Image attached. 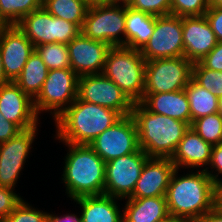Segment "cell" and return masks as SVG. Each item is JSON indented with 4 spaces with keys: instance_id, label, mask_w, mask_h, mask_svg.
<instances>
[{
    "instance_id": "obj_1",
    "label": "cell",
    "mask_w": 222,
    "mask_h": 222,
    "mask_svg": "<svg viewBox=\"0 0 222 222\" xmlns=\"http://www.w3.org/2000/svg\"><path fill=\"white\" fill-rule=\"evenodd\" d=\"M176 169L170 179L166 200L170 217L182 222H197L214 208L213 182L203 169L178 177Z\"/></svg>"
},
{
    "instance_id": "obj_2",
    "label": "cell",
    "mask_w": 222,
    "mask_h": 222,
    "mask_svg": "<svg viewBox=\"0 0 222 222\" xmlns=\"http://www.w3.org/2000/svg\"><path fill=\"white\" fill-rule=\"evenodd\" d=\"M121 117L115 110L77 97L55 120L56 138L64 143L88 145Z\"/></svg>"
},
{
    "instance_id": "obj_3",
    "label": "cell",
    "mask_w": 222,
    "mask_h": 222,
    "mask_svg": "<svg viewBox=\"0 0 222 222\" xmlns=\"http://www.w3.org/2000/svg\"><path fill=\"white\" fill-rule=\"evenodd\" d=\"M131 115L138 133V145L149 157L171 158L190 125L186 122L148 111L134 103Z\"/></svg>"
},
{
    "instance_id": "obj_4",
    "label": "cell",
    "mask_w": 222,
    "mask_h": 222,
    "mask_svg": "<svg viewBox=\"0 0 222 222\" xmlns=\"http://www.w3.org/2000/svg\"><path fill=\"white\" fill-rule=\"evenodd\" d=\"M69 152L65 158L62 180L71 199L104 194L105 162L86 144L65 143Z\"/></svg>"
},
{
    "instance_id": "obj_5",
    "label": "cell",
    "mask_w": 222,
    "mask_h": 222,
    "mask_svg": "<svg viewBox=\"0 0 222 222\" xmlns=\"http://www.w3.org/2000/svg\"><path fill=\"white\" fill-rule=\"evenodd\" d=\"M145 66L139 50L117 46L109 50L103 74L133 103H139L144 97Z\"/></svg>"
},
{
    "instance_id": "obj_6",
    "label": "cell",
    "mask_w": 222,
    "mask_h": 222,
    "mask_svg": "<svg viewBox=\"0 0 222 222\" xmlns=\"http://www.w3.org/2000/svg\"><path fill=\"white\" fill-rule=\"evenodd\" d=\"M125 26V3L116 2L89 6L81 32L89 39L112 47H125ZM121 34L124 40L120 37Z\"/></svg>"
},
{
    "instance_id": "obj_7",
    "label": "cell",
    "mask_w": 222,
    "mask_h": 222,
    "mask_svg": "<svg viewBox=\"0 0 222 222\" xmlns=\"http://www.w3.org/2000/svg\"><path fill=\"white\" fill-rule=\"evenodd\" d=\"M192 66L184 56L146 61L144 96L185 89L192 79Z\"/></svg>"
},
{
    "instance_id": "obj_8",
    "label": "cell",
    "mask_w": 222,
    "mask_h": 222,
    "mask_svg": "<svg viewBox=\"0 0 222 222\" xmlns=\"http://www.w3.org/2000/svg\"><path fill=\"white\" fill-rule=\"evenodd\" d=\"M78 79L71 68L49 70L41 92L34 99L37 115L44 110L51 111L56 120L76 100Z\"/></svg>"
},
{
    "instance_id": "obj_9",
    "label": "cell",
    "mask_w": 222,
    "mask_h": 222,
    "mask_svg": "<svg viewBox=\"0 0 222 222\" xmlns=\"http://www.w3.org/2000/svg\"><path fill=\"white\" fill-rule=\"evenodd\" d=\"M17 27L34 46L71 42L81 29L74 23L51 15L44 7L26 15Z\"/></svg>"
},
{
    "instance_id": "obj_10",
    "label": "cell",
    "mask_w": 222,
    "mask_h": 222,
    "mask_svg": "<svg viewBox=\"0 0 222 222\" xmlns=\"http://www.w3.org/2000/svg\"><path fill=\"white\" fill-rule=\"evenodd\" d=\"M148 158L139 148L134 153L106 162L104 194L118 200L130 198Z\"/></svg>"
},
{
    "instance_id": "obj_11",
    "label": "cell",
    "mask_w": 222,
    "mask_h": 222,
    "mask_svg": "<svg viewBox=\"0 0 222 222\" xmlns=\"http://www.w3.org/2000/svg\"><path fill=\"white\" fill-rule=\"evenodd\" d=\"M106 163L139 149L138 133L132 115L122 116L88 144Z\"/></svg>"
},
{
    "instance_id": "obj_12",
    "label": "cell",
    "mask_w": 222,
    "mask_h": 222,
    "mask_svg": "<svg viewBox=\"0 0 222 222\" xmlns=\"http://www.w3.org/2000/svg\"><path fill=\"white\" fill-rule=\"evenodd\" d=\"M140 52L146 61L183 57L182 17L171 14L156 17L153 34Z\"/></svg>"
},
{
    "instance_id": "obj_13",
    "label": "cell",
    "mask_w": 222,
    "mask_h": 222,
    "mask_svg": "<svg viewBox=\"0 0 222 222\" xmlns=\"http://www.w3.org/2000/svg\"><path fill=\"white\" fill-rule=\"evenodd\" d=\"M77 97L82 101L115 110L121 116L130 115L134 105L125 93L103 73L80 76Z\"/></svg>"
},
{
    "instance_id": "obj_14",
    "label": "cell",
    "mask_w": 222,
    "mask_h": 222,
    "mask_svg": "<svg viewBox=\"0 0 222 222\" xmlns=\"http://www.w3.org/2000/svg\"><path fill=\"white\" fill-rule=\"evenodd\" d=\"M37 126L0 143V186L14 189L36 136Z\"/></svg>"
},
{
    "instance_id": "obj_15",
    "label": "cell",
    "mask_w": 222,
    "mask_h": 222,
    "mask_svg": "<svg viewBox=\"0 0 222 222\" xmlns=\"http://www.w3.org/2000/svg\"><path fill=\"white\" fill-rule=\"evenodd\" d=\"M71 69L80 77L103 73L111 45L95 41L79 33L67 44Z\"/></svg>"
},
{
    "instance_id": "obj_16",
    "label": "cell",
    "mask_w": 222,
    "mask_h": 222,
    "mask_svg": "<svg viewBox=\"0 0 222 222\" xmlns=\"http://www.w3.org/2000/svg\"><path fill=\"white\" fill-rule=\"evenodd\" d=\"M34 51L35 46L17 25H8L0 33V53L4 74L9 81L16 80Z\"/></svg>"
},
{
    "instance_id": "obj_17",
    "label": "cell",
    "mask_w": 222,
    "mask_h": 222,
    "mask_svg": "<svg viewBox=\"0 0 222 222\" xmlns=\"http://www.w3.org/2000/svg\"><path fill=\"white\" fill-rule=\"evenodd\" d=\"M0 112L21 131L36 127L38 124L34 100L15 82L10 81L0 89Z\"/></svg>"
},
{
    "instance_id": "obj_18",
    "label": "cell",
    "mask_w": 222,
    "mask_h": 222,
    "mask_svg": "<svg viewBox=\"0 0 222 222\" xmlns=\"http://www.w3.org/2000/svg\"><path fill=\"white\" fill-rule=\"evenodd\" d=\"M176 170L170 158L149 157L143 165L130 198L166 196L173 172Z\"/></svg>"
},
{
    "instance_id": "obj_19",
    "label": "cell",
    "mask_w": 222,
    "mask_h": 222,
    "mask_svg": "<svg viewBox=\"0 0 222 222\" xmlns=\"http://www.w3.org/2000/svg\"><path fill=\"white\" fill-rule=\"evenodd\" d=\"M184 57L192 63L200 62L218 43L204 16L182 17Z\"/></svg>"
},
{
    "instance_id": "obj_20",
    "label": "cell",
    "mask_w": 222,
    "mask_h": 222,
    "mask_svg": "<svg viewBox=\"0 0 222 222\" xmlns=\"http://www.w3.org/2000/svg\"><path fill=\"white\" fill-rule=\"evenodd\" d=\"M212 148V145L202 139L192 127H189L170 160L178 170L183 166L203 167L210 163Z\"/></svg>"
},
{
    "instance_id": "obj_21",
    "label": "cell",
    "mask_w": 222,
    "mask_h": 222,
    "mask_svg": "<svg viewBox=\"0 0 222 222\" xmlns=\"http://www.w3.org/2000/svg\"><path fill=\"white\" fill-rule=\"evenodd\" d=\"M140 103L150 112L165 115L191 126L189 101L185 90L146 94Z\"/></svg>"
},
{
    "instance_id": "obj_22",
    "label": "cell",
    "mask_w": 222,
    "mask_h": 222,
    "mask_svg": "<svg viewBox=\"0 0 222 222\" xmlns=\"http://www.w3.org/2000/svg\"><path fill=\"white\" fill-rule=\"evenodd\" d=\"M127 199L123 222H165L171 218L166 196Z\"/></svg>"
},
{
    "instance_id": "obj_23",
    "label": "cell",
    "mask_w": 222,
    "mask_h": 222,
    "mask_svg": "<svg viewBox=\"0 0 222 222\" xmlns=\"http://www.w3.org/2000/svg\"><path fill=\"white\" fill-rule=\"evenodd\" d=\"M117 198L101 194L74 199L81 206L80 222H123Z\"/></svg>"
},
{
    "instance_id": "obj_24",
    "label": "cell",
    "mask_w": 222,
    "mask_h": 222,
    "mask_svg": "<svg viewBox=\"0 0 222 222\" xmlns=\"http://www.w3.org/2000/svg\"><path fill=\"white\" fill-rule=\"evenodd\" d=\"M156 17L125 3V47L141 51L153 34Z\"/></svg>"
},
{
    "instance_id": "obj_25",
    "label": "cell",
    "mask_w": 222,
    "mask_h": 222,
    "mask_svg": "<svg viewBox=\"0 0 222 222\" xmlns=\"http://www.w3.org/2000/svg\"><path fill=\"white\" fill-rule=\"evenodd\" d=\"M48 71L42 58L34 51L14 82L34 100L41 92Z\"/></svg>"
},
{
    "instance_id": "obj_26",
    "label": "cell",
    "mask_w": 222,
    "mask_h": 222,
    "mask_svg": "<svg viewBox=\"0 0 222 222\" xmlns=\"http://www.w3.org/2000/svg\"><path fill=\"white\" fill-rule=\"evenodd\" d=\"M184 90L189 101L191 124L200 117L218 112L219 98L198 85L193 79Z\"/></svg>"
},
{
    "instance_id": "obj_27",
    "label": "cell",
    "mask_w": 222,
    "mask_h": 222,
    "mask_svg": "<svg viewBox=\"0 0 222 222\" xmlns=\"http://www.w3.org/2000/svg\"><path fill=\"white\" fill-rule=\"evenodd\" d=\"M43 7L53 16L83 27L88 5L84 0H44Z\"/></svg>"
},
{
    "instance_id": "obj_28",
    "label": "cell",
    "mask_w": 222,
    "mask_h": 222,
    "mask_svg": "<svg viewBox=\"0 0 222 222\" xmlns=\"http://www.w3.org/2000/svg\"><path fill=\"white\" fill-rule=\"evenodd\" d=\"M44 0H0V17L7 25H17L26 15L43 7Z\"/></svg>"
},
{
    "instance_id": "obj_29",
    "label": "cell",
    "mask_w": 222,
    "mask_h": 222,
    "mask_svg": "<svg viewBox=\"0 0 222 222\" xmlns=\"http://www.w3.org/2000/svg\"><path fill=\"white\" fill-rule=\"evenodd\" d=\"M35 51L42 58L48 70L71 68L67 44L46 43L35 46Z\"/></svg>"
},
{
    "instance_id": "obj_30",
    "label": "cell",
    "mask_w": 222,
    "mask_h": 222,
    "mask_svg": "<svg viewBox=\"0 0 222 222\" xmlns=\"http://www.w3.org/2000/svg\"><path fill=\"white\" fill-rule=\"evenodd\" d=\"M190 127L210 145L221 143L222 116L218 112L194 120Z\"/></svg>"
},
{
    "instance_id": "obj_31",
    "label": "cell",
    "mask_w": 222,
    "mask_h": 222,
    "mask_svg": "<svg viewBox=\"0 0 222 222\" xmlns=\"http://www.w3.org/2000/svg\"><path fill=\"white\" fill-rule=\"evenodd\" d=\"M192 79L219 99L222 98V71L207 69L196 62L192 66Z\"/></svg>"
},
{
    "instance_id": "obj_32",
    "label": "cell",
    "mask_w": 222,
    "mask_h": 222,
    "mask_svg": "<svg viewBox=\"0 0 222 222\" xmlns=\"http://www.w3.org/2000/svg\"><path fill=\"white\" fill-rule=\"evenodd\" d=\"M209 0H171L170 14L179 17L204 16Z\"/></svg>"
},
{
    "instance_id": "obj_33",
    "label": "cell",
    "mask_w": 222,
    "mask_h": 222,
    "mask_svg": "<svg viewBox=\"0 0 222 222\" xmlns=\"http://www.w3.org/2000/svg\"><path fill=\"white\" fill-rule=\"evenodd\" d=\"M49 213L36 210L22 200L4 222H47Z\"/></svg>"
},
{
    "instance_id": "obj_34",
    "label": "cell",
    "mask_w": 222,
    "mask_h": 222,
    "mask_svg": "<svg viewBox=\"0 0 222 222\" xmlns=\"http://www.w3.org/2000/svg\"><path fill=\"white\" fill-rule=\"evenodd\" d=\"M127 6L153 16L170 15L171 0H128Z\"/></svg>"
},
{
    "instance_id": "obj_35",
    "label": "cell",
    "mask_w": 222,
    "mask_h": 222,
    "mask_svg": "<svg viewBox=\"0 0 222 222\" xmlns=\"http://www.w3.org/2000/svg\"><path fill=\"white\" fill-rule=\"evenodd\" d=\"M22 201L14 189L0 186V219H5Z\"/></svg>"
},
{
    "instance_id": "obj_36",
    "label": "cell",
    "mask_w": 222,
    "mask_h": 222,
    "mask_svg": "<svg viewBox=\"0 0 222 222\" xmlns=\"http://www.w3.org/2000/svg\"><path fill=\"white\" fill-rule=\"evenodd\" d=\"M200 63L207 69L222 71V42H218Z\"/></svg>"
},
{
    "instance_id": "obj_37",
    "label": "cell",
    "mask_w": 222,
    "mask_h": 222,
    "mask_svg": "<svg viewBox=\"0 0 222 222\" xmlns=\"http://www.w3.org/2000/svg\"><path fill=\"white\" fill-rule=\"evenodd\" d=\"M218 42H222V8L209 7L205 12Z\"/></svg>"
},
{
    "instance_id": "obj_38",
    "label": "cell",
    "mask_w": 222,
    "mask_h": 222,
    "mask_svg": "<svg viewBox=\"0 0 222 222\" xmlns=\"http://www.w3.org/2000/svg\"><path fill=\"white\" fill-rule=\"evenodd\" d=\"M211 168L215 169L218 173L213 174L211 171L204 168L205 172L209 175V177L213 180L218 179V175L222 174V143L213 146L211 160L209 163Z\"/></svg>"
},
{
    "instance_id": "obj_39",
    "label": "cell",
    "mask_w": 222,
    "mask_h": 222,
    "mask_svg": "<svg viewBox=\"0 0 222 222\" xmlns=\"http://www.w3.org/2000/svg\"><path fill=\"white\" fill-rule=\"evenodd\" d=\"M21 130L12 122L7 121L0 112V143L15 137Z\"/></svg>"
},
{
    "instance_id": "obj_40",
    "label": "cell",
    "mask_w": 222,
    "mask_h": 222,
    "mask_svg": "<svg viewBox=\"0 0 222 222\" xmlns=\"http://www.w3.org/2000/svg\"><path fill=\"white\" fill-rule=\"evenodd\" d=\"M212 182L214 208L222 210V180L215 179Z\"/></svg>"
},
{
    "instance_id": "obj_41",
    "label": "cell",
    "mask_w": 222,
    "mask_h": 222,
    "mask_svg": "<svg viewBox=\"0 0 222 222\" xmlns=\"http://www.w3.org/2000/svg\"><path fill=\"white\" fill-rule=\"evenodd\" d=\"M197 222H222V210L213 208Z\"/></svg>"
},
{
    "instance_id": "obj_42",
    "label": "cell",
    "mask_w": 222,
    "mask_h": 222,
    "mask_svg": "<svg viewBox=\"0 0 222 222\" xmlns=\"http://www.w3.org/2000/svg\"><path fill=\"white\" fill-rule=\"evenodd\" d=\"M47 222H80V218L75 214H66L59 217L49 213Z\"/></svg>"
},
{
    "instance_id": "obj_43",
    "label": "cell",
    "mask_w": 222,
    "mask_h": 222,
    "mask_svg": "<svg viewBox=\"0 0 222 222\" xmlns=\"http://www.w3.org/2000/svg\"><path fill=\"white\" fill-rule=\"evenodd\" d=\"M8 82H10L5 74H4V68H3V62H2V56H1V53H0V89L5 85L7 84Z\"/></svg>"
},
{
    "instance_id": "obj_44",
    "label": "cell",
    "mask_w": 222,
    "mask_h": 222,
    "mask_svg": "<svg viewBox=\"0 0 222 222\" xmlns=\"http://www.w3.org/2000/svg\"><path fill=\"white\" fill-rule=\"evenodd\" d=\"M88 6L113 4V0H84Z\"/></svg>"
},
{
    "instance_id": "obj_45",
    "label": "cell",
    "mask_w": 222,
    "mask_h": 222,
    "mask_svg": "<svg viewBox=\"0 0 222 222\" xmlns=\"http://www.w3.org/2000/svg\"><path fill=\"white\" fill-rule=\"evenodd\" d=\"M209 7L222 8V0H209Z\"/></svg>"
},
{
    "instance_id": "obj_46",
    "label": "cell",
    "mask_w": 222,
    "mask_h": 222,
    "mask_svg": "<svg viewBox=\"0 0 222 222\" xmlns=\"http://www.w3.org/2000/svg\"><path fill=\"white\" fill-rule=\"evenodd\" d=\"M8 25L4 22V20L0 17V33L7 27Z\"/></svg>"
},
{
    "instance_id": "obj_47",
    "label": "cell",
    "mask_w": 222,
    "mask_h": 222,
    "mask_svg": "<svg viewBox=\"0 0 222 222\" xmlns=\"http://www.w3.org/2000/svg\"><path fill=\"white\" fill-rule=\"evenodd\" d=\"M218 113L222 116V98L219 99Z\"/></svg>"
},
{
    "instance_id": "obj_48",
    "label": "cell",
    "mask_w": 222,
    "mask_h": 222,
    "mask_svg": "<svg viewBox=\"0 0 222 222\" xmlns=\"http://www.w3.org/2000/svg\"><path fill=\"white\" fill-rule=\"evenodd\" d=\"M127 3L128 0H113V3Z\"/></svg>"
},
{
    "instance_id": "obj_49",
    "label": "cell",
    "mask_w": 222,
    "mask_h": 222,
    "mask_svg": "<svg viewBox=\"0 0 222 222\" xmlns=\"http://www.w3.org/2000/svg\"><path fill=\"white\" fill-rule=\"evenodd\" d=\"M165 222H182V221H179V220H177V219L170 218V219H168V220L165 221Z\"/></svg>"
}]
</instances>
